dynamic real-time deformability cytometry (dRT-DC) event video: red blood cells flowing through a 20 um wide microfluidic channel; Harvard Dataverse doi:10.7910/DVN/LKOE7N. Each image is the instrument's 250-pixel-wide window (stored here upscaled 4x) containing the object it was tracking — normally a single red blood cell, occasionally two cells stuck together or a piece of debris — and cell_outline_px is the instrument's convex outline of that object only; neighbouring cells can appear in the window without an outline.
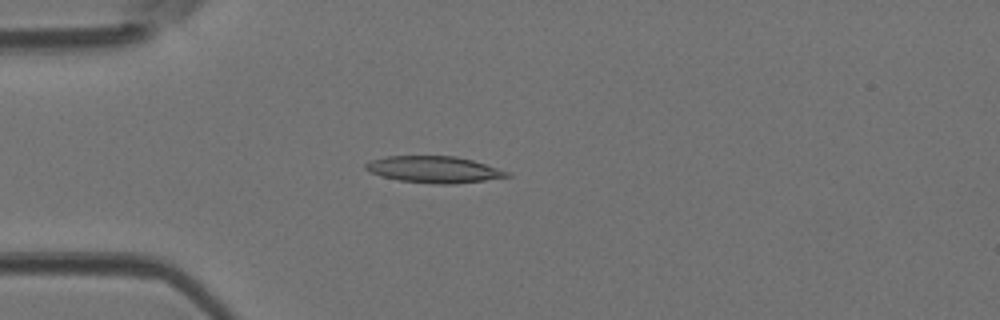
{"species": "Egyptian fruit bat (a non-hibernating species)", "species_latin": "Rousettus aegyptiacus", "temperature_condition": "room temperature", "stored_images_in_passage": 39, "camera_frame_rate_fps": 3000, "um_per_image_px": 0.085, "animal": {"sex": "female"}, "frame": {"image": 1, "passage_image": 6, "time_ms": 1.667, "image_size_px": [1000, 320], "cell_outline_px": [[512, 176], [484, 180], [452, 184], [432, 184], [400, 180], [380, 176], [368, 172], [364, 168], [364, 164], [368, 160], [388, 156], [456, 156], [472, 160], [508, 172]], "centroid_in_image_um": [36.81, 14.4], "position_along_channel_um": 48.2, "area_um2": 21.85}}
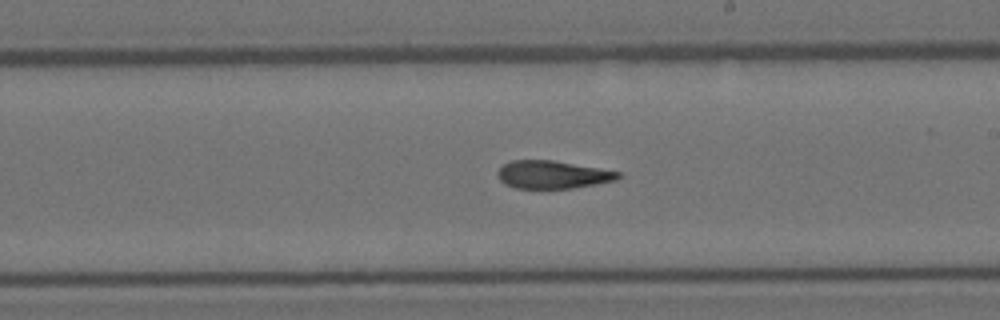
{"frame": {"image": 2, "passage_image": 20, "time_ms": 6.333, "image_size_px": [1000, 320], "cell_outline_px": [[624, 176], [616, 180], [596, 184], [572, 188], [516, 188], [504, 184], [500, 180], [496, 172], [504, 164], [512, 160], [552, 160], [620, 172]], "centroid_in_image_um": [46.96, 14.84], "position_along_channel_um": 242.0, "area_um2": 19.48}}
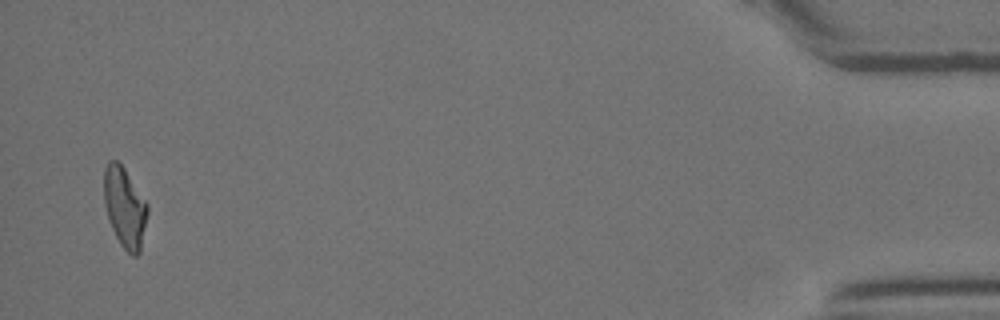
{"frame": {"image": 3, "passage_image": 38, "time_ms": 12.333, "image_size_px": [1000, 320], "cell_outline_px": [[148, 212], [140, 252], [136, 256], [132, 256], [120, 244], [112, 228], [104, 204], [104, 168], [108, 160], [116, 160], [124, 168], [148, 204]], "centroid_in_image_um": [10.6, 17.62], "position_along_channel_um": 424.6, "area_um2": 20.23}}